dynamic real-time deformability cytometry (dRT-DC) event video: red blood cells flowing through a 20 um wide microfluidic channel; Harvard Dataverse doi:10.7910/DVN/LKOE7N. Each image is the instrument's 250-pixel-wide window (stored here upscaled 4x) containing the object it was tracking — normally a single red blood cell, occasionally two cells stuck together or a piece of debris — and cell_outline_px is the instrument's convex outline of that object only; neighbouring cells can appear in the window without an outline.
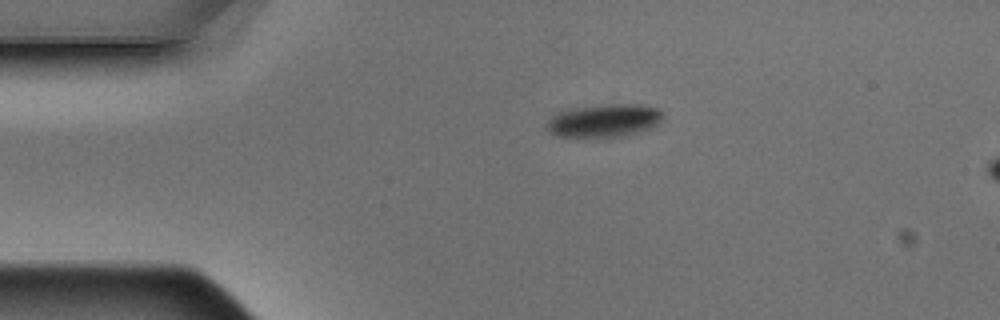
{"species": "Egyptian fruit bat (a non-hibernating species)", "species_latin": "Rousettus aegyptiacus", "temperature_condition": "warm", "stored_images_in_passage": 3, "camera_frame_rate_fps": 3000, "um_per_image_px": 0.085, "animal": {"sex": "male"}, "frame": {"image": 1, "passage_image": 1, "time_ms": 0.0, "image_size_px": [1000, 320], "cell_outline_px": [[664, 116], [652, 128], [640, 132], [624, 136], [556, 136], [544, 128], [544, 124], [552, 116], [560, 112], [576, 108], [612, 104], [640, 104], [656, 108], [664, 112]], "centroid_in_image_um": [51.37, 10.25], "position_along_channel_um": 33.6, "area_um2": 22.14}}